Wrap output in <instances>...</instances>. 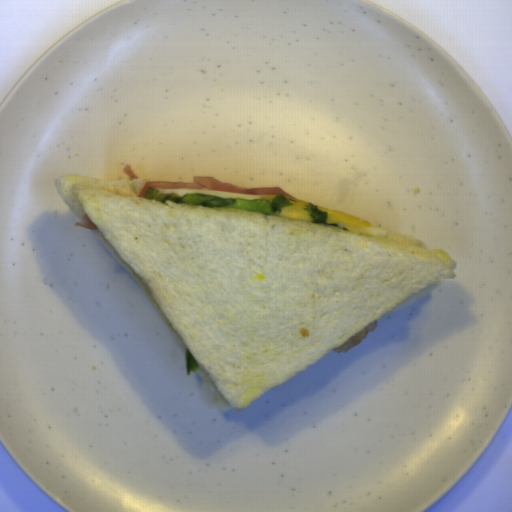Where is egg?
I'll use <instances>...</instances> for the list:
<instances>
[{
	"label": "egg",
	"mask_w": 512,
	"mask_h": 512,
	"mask_svg": "<svg viewBox=\"0 0 512 512\" xmlns=\"http://www.w3.org/2000/svg\"><path fill=\"white\" fill-rule=\"evenodd\" d=\"M317 208L324 212H328L327 223L340 224L344 228L348 229V231L359 232L365 235H372L374 237H385L386 235L383 228H377L372 223L352 214L337 210H330L322 206H317Z\"/></svg>",
	"instance_id": "obj_1"
},
{
	"label": "egg",
	"mask_w": 512,
	"mask_h": 512,
	"mask_svg": "<svg viewBox=\"0 0 512 512\" xmlns=\"http://www.w3.org/2000/svg\"><path fill=\"white\" fill-rule=\"evenodd\" d=\"M161 193L171 194L174 193L177 196H183L185 193H201V194H210L216 197H225V198H240L245 200H259V199H272L278 194H249V193H239V192H229V191H214L205 188H197V189H167V188H157Z\"/></svg>",
	"instance_id": "obj_2"
},
{
	"label": "egg",
	"mask_w": 512,
	"mask_h": 512,
	"mask_svg": "<svg viewBox=\"0 0 512 512\" xmlns=\"http://www.w3.org/2000/svg\"><path fill=\"white\" fill-rule=\"evenodd\" d=\"M296 202L290 206H285L279 213H275L273 215H277L280 217H285L289 219H299L312 222L311 216L308 215L307 211H305V207L310 203L308 201H304L301 199H293Z\"/></svg>",
	"instance_id": "obj_3"
}]
</instances>
